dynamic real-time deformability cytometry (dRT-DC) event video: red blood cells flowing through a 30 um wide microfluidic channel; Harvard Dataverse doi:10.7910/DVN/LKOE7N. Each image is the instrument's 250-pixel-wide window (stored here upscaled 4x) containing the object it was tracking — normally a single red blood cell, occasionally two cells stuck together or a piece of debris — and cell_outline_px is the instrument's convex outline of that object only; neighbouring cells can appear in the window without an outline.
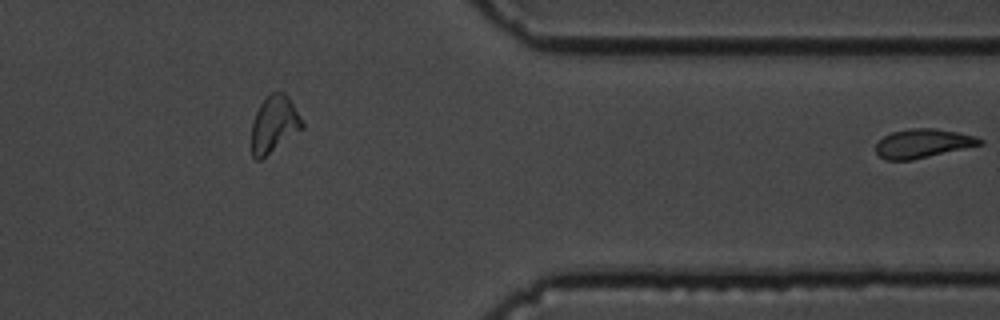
{"species": "common noctule bat (a hibernating species)", "species_latin": "Nyctalus noctula", "temperature_condition": "cold", "stored_images_in_passage": 43, "segment_of_instrument_passage": [2, 2], "camera_frame_rate_fps": 3000, "um_per_image_px": 0.085, "animal": {"sex": "male", "body_mass_g": 19.5, "forearm_length_mm": 54.6}, "frame": {"image": 1, "passage_image": 43, "time_ms": 14.0, "image_size_px": [1000, 320], "cell_outline_px": [[984, 144], [912, 160], [884, 160], [876, 152], [876, 144], [884, 136], [892, 132], [912, 128], [936, 128], [976, 136], [984, 140]], "centroid_in_image_um": [78.46, 12.19], "position_along_channel_um": 332.9, "area_um2": 17.51}}